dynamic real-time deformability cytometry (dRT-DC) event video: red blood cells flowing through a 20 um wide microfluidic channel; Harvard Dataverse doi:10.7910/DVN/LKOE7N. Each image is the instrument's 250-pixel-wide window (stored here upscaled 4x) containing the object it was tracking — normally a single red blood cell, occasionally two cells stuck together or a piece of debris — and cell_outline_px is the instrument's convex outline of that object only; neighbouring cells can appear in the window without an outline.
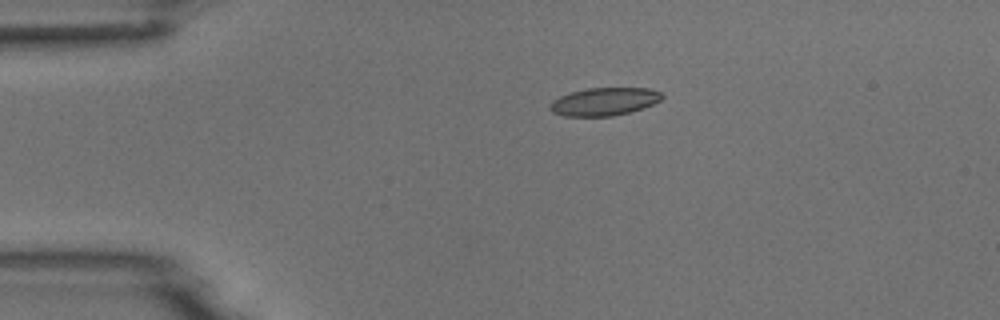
{"species": "common noctule bat (a hibernating species)", "species_latin": "Nyctalus noctula", "temperature_condition": "room temperature", "stored_images_in_passage": 4, "camera_frame_rate_fps": 3000, "um_per_image_px": 0.085, "animal": {"sex": "male", "body_mass_g": 18.8}, "frame": {"image": 1, "passage_image": 3, "time_ms": 2.333, "image_size_px": [1000, 320], "cell_outline_px": [[664, 96], [660, 100], [644, 108], [612, 116], [564, 116], [552, 112], [548, 108], [552, 100], [560, 96], [572, 92], [588, 88], [648, 88], [660, 92]], "centroid_in_image_um": [51.34, 8.64], "position_along_channel_um": 33.7, "area_um2": 18.15}}